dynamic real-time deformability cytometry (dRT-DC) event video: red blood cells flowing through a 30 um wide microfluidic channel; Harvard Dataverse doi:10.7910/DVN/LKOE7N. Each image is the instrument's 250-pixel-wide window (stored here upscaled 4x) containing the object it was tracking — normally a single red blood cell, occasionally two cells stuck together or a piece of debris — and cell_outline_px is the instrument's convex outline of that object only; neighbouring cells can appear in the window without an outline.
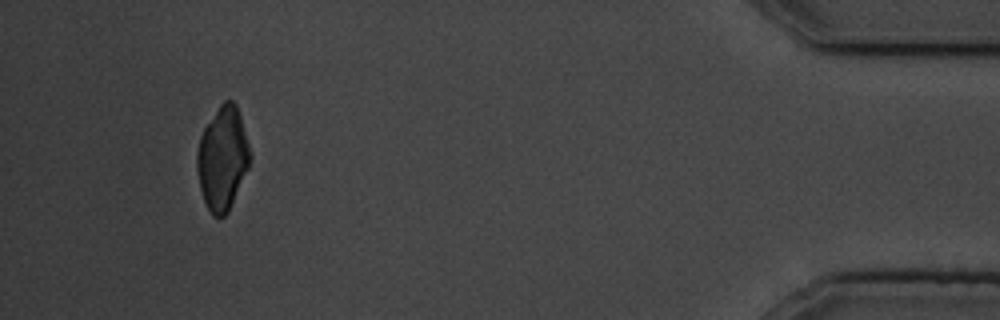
{"species": "common noctule bat (a hibernating species)", "species_latin": "Nyctalus noctula", "temperature_condition": "cold", "stored_images_in_passage": 12, "camera_frame_rate_fps": 3000, "um_per_image_px": 0.085, "animal": {"sex": "male", "body_mass_g": 19.5, "forearm_length_mm": 54.6}, "frame": {"image": 1, "passage_image": 12, "time_ms": 12.667, "image_size_px": [1000, 320], "cell_outline_px": [[252, 156], [248, 168], [228, 212], [224, 216], [212, 216], [204, 200], [200, 188], [196, 168], [196, 156], [200, 136], [204, 128], [220, 104], [224, 100], [232, 100], [236, 104], [240, 116]], "centroid_in_image_um": [18.91, 13.46], "position_along_channel_um": 416.3, "area_um2": 31.73}}